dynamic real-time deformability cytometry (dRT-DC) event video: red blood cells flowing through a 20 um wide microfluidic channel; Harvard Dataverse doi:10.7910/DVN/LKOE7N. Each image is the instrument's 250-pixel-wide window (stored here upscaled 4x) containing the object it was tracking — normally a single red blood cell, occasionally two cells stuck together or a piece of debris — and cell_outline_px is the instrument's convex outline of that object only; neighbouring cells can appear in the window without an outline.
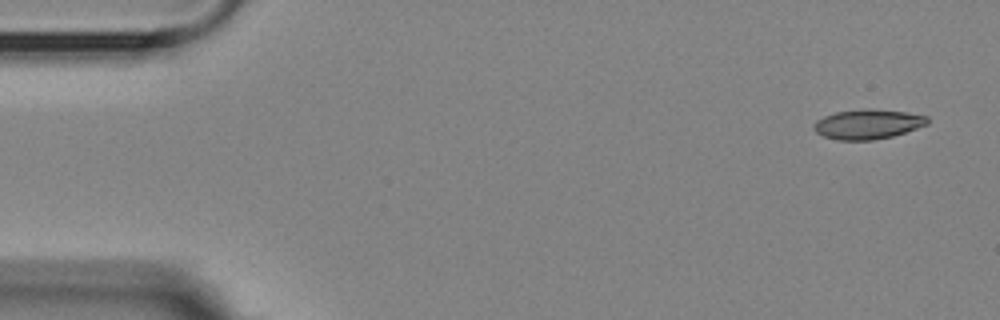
{"species": "Egyptian fruit bat (a non-hibernating species)", "species_latin": "Rousettus aegyptiacus", "temperature_condition": "room temperature", "stored_images_in_passage": 6, "camera_frame_rate_fps": 3000, "um_per_image_px": 0.085, "animal": {"sex": "female"}, "frame": {"image": 1, "passage_image": 1, "time_ms": 0.0, "image_size_px": [1000, 320], "cell_outline_px": [[928, 124], [892, 136], [872, 140], [836, 140], [824, 136], [816, 132], [812, 128], [816, 120], [824, 116], [836, 112], [868, 108], [904, 112], [928, 116]], "centroid_in_image_um": [73.73, 10.55], "position_along_channel_um": 11.3, "area_um2": 19.54}}
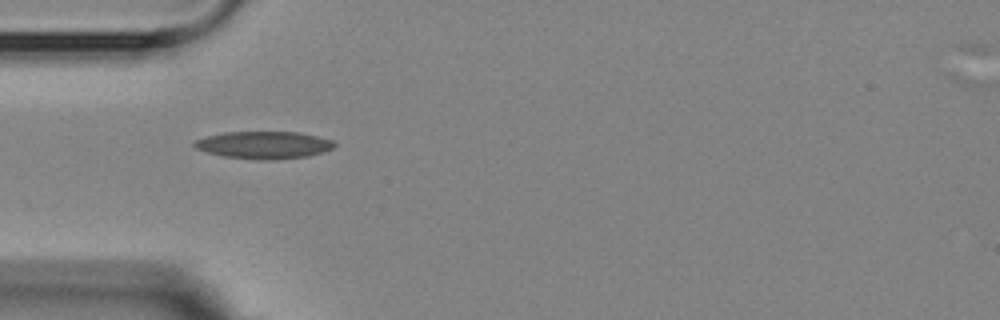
{"frame": {"image": 2, "passage_image": 5, "time_ms": 4.667, "image_size_px": [1000, 320], "cell_outline_px": [[336, 144], [332, 148], [308, 156], [272, 160], [256, 160], [224, 156], [208, 152], [196, 148], [192, 144], [192, 140], [224, 132], [296, 132], [316, 136], [332, 140]], "centroid_in_image_um": [22.38, 12.32], "position_along_channel_um": 62.6, "area_um2": 22.2}}
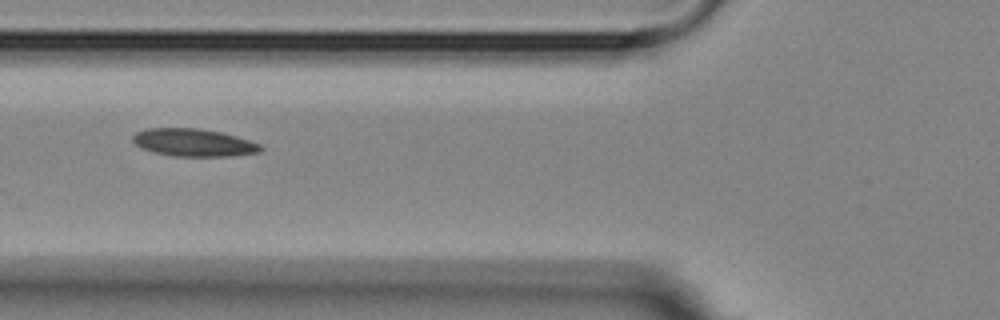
{"frame": {"image": 3, "passage_image": 6, "time_ms": 6.0, "image_size_px": [1000, 320], "cell_outline_px": [[264, 148], [260, 152], [232, 156], [176, 156], [156, 152], [144, 148], [136, 144], [132, 140], [132, 136], [136, 132], [144, 128], [200, 128], [220, 132], [236, 136], [260, 144]], "centroid_in_image_um": [16.48, 12.11], "position_along_channel_um": 109.3, "area_um2": 20.46}}